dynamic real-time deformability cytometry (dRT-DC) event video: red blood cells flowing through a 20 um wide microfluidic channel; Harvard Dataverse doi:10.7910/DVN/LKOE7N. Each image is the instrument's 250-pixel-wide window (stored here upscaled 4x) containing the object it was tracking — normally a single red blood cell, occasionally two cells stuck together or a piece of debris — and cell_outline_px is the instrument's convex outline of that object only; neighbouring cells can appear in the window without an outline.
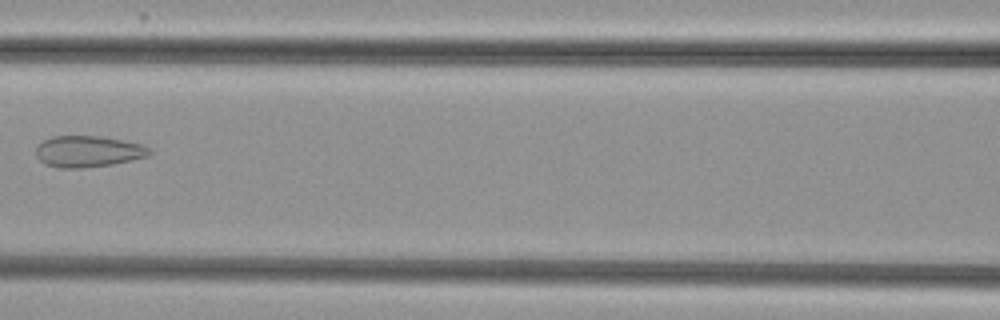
{"species": "common noctule bat (a hibernating species)", "species_latin": "Nyctalus noctula", "temperature_condition": "cold", "stored_images_in_passage": 7, "camera_frame_rate_fps": 3000, "um_per_image_px": 0.085, "animal": {"sex": "female", "body_mass_g": 29.2, "forearm_length_mm": 56.3}, "frame": {"image": 1, "passage_image": 6, "time_ms": 7.0, "image_size_px": [1000, 320], "cell_outline_px": [[152, 152], [148, 156], [112, 164], [80, 168], [60, 168], [44, 164], [36, 156], [36, 148], [44, 140], [52, 136], [100, 136], [144, 144]], "centroid_in_image_um": [7.48, 12.87], "position_along_channel_um": 159.1, "area_um2": 20.63}}
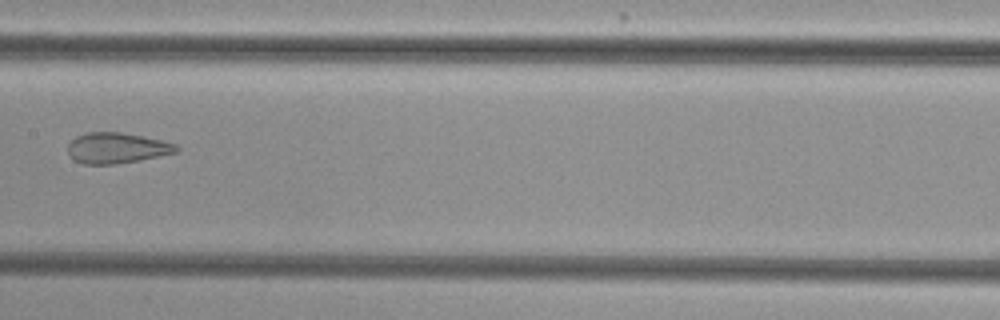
{"frame": {"image": 2, "passage_image": 7, "time_ms": 8.0, "image_size_px": [1000, 320], "cell_outline_px": [[180, 148], [176, 152], [140, 160], [116, 164], [84, 164], [72, 160], [68, 152], [68, 144], [76, 136], [88, 132], [120, 132], [144, 136], [176, 144]], "centroid_in_image_um": [9.9, 12.58], "position_along_channel_um": 197.5, "area_um2": 19.42}}